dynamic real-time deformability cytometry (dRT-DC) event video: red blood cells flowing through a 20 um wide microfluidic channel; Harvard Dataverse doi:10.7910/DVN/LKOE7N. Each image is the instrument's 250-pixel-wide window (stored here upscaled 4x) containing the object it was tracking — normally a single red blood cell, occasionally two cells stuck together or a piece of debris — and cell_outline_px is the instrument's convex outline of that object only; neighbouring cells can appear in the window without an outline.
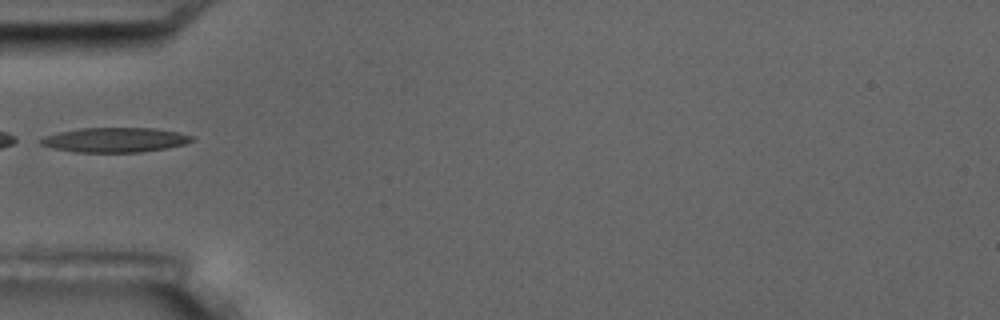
{"species": "common noctule bat (a hibernating species)", "species_latin": "Nyctalus noctula", "temperature_condition": "room temperature", "stored_images_in_passage": 8, "camera_frame_rate_fps": 3000, "um_per_image_px": 0.085, "animal": {"sex": "male", "body_mass_g": 17.5, "forearm_length_mm": 52.3}, "frame": {"image": 1, "passage_image": 6, "time_ms": 6.0, "image_size_px": [1000, 320], "cell_outline_px": [[196, 140], [184, 144], [164, 148], [140, 152], [76, 152], [56, 148], [40, 144], [36, 140], [44, 136], [60, 132], [80, 128], [156, 128], [180, 132], [196, 136]], "centroid_in_image_um": [9.82, 11.88], "position_along_channel_um": 75.2, "area_um2": 21.79}}